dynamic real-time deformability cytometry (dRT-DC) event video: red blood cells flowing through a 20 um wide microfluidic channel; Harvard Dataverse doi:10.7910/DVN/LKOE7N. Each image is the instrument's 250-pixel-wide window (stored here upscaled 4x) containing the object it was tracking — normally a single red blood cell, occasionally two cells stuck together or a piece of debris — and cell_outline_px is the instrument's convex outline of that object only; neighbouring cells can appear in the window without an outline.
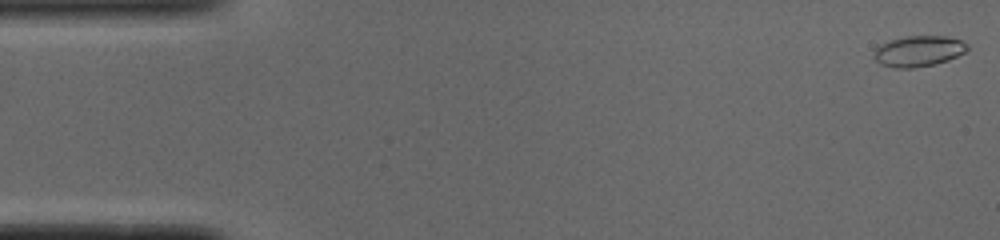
{"species": "common noctule bat (a hibernating species)", "species_latin": "Nyctalus noctula", "temperature_condition": "cold", "stored_images_in_passage": 51, "camera_frame_rate_fps": 3000, "um_per_image_px": 0.085, "animal": {"sex": "male", "body_mass_g": 19.0, "forearm_length_mm": 50.8}, "frame": {"image": 1, "passage_image": 1, "time_ms": 0.0, "image_size_px": [1000, 240], "cell_outline_px": [[968, 48], [964, 52], [948, 60], [936, 64], [912, 68], [896, 68], [880, 64], [872, 56], [876, 48], [880, 44], [888, 40], [904, 36], [944, 36], [960, 40], [968, 44]], "centroid_in_image_um": [78.04, 4.34], "position_along_channel_um": 7.0, "area_um2": 16.82}}
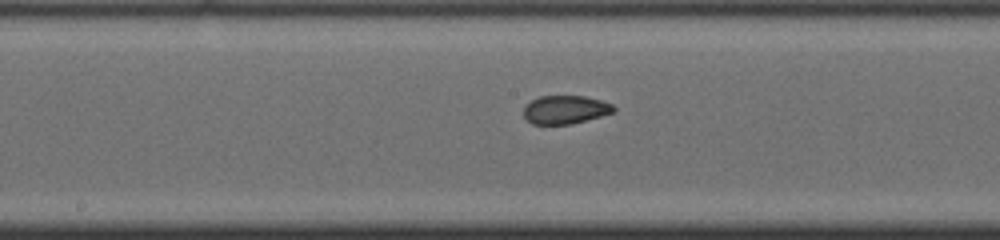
{"frame": {"image": 2, "passage_image": 26, "time_ms": 8.333, "image_size_px": [1000, 240], "cell_outline_px": [[616, 112], [568, 124], [532, 124], [524, 116], [524, 104], [540, 96], [584, 96], [600, 100], [612, 104], [616, 108]], "centroid_in_image_um": [48.04, 9.31], "position_along_channel_um": 200.2, "area_um2": 14.8}}
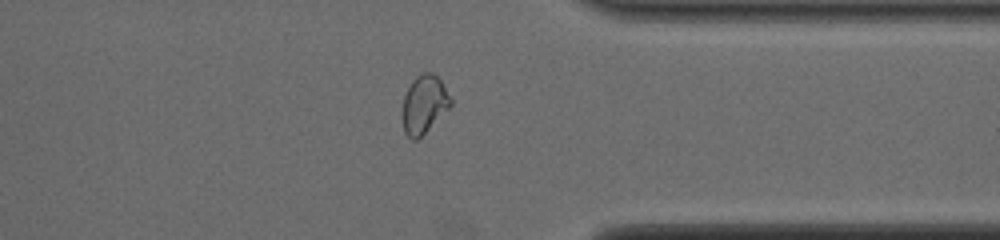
{"frame": {"image": 3, "passage_image": 40, "time_ms": 13.0, "image_size_px": [1000, 240], "cell_outline_px": [[452, 104], [416, 140], [412, 140], [404, 132], [400, 116], [400, 112], [404, 96], [412, 80], [420, 72], [432, 72], [440, 80], [452, 100]], "centroid_in_image_um": [35.98, 8.85], "position_along_channel_um": 375.4, "area_um2": 16.3}, "authors_computed_cell_mechanics": {"area_um2": 16.2418, "velocity_mm_per_s": 3.8861, "shape_relaxation_time_tau1_ms": null, "shape_relaxation_time_tau2_ms": 0.9954, "deformation_change_tau1": null, "deformation_change_tau2": 0.0571}}